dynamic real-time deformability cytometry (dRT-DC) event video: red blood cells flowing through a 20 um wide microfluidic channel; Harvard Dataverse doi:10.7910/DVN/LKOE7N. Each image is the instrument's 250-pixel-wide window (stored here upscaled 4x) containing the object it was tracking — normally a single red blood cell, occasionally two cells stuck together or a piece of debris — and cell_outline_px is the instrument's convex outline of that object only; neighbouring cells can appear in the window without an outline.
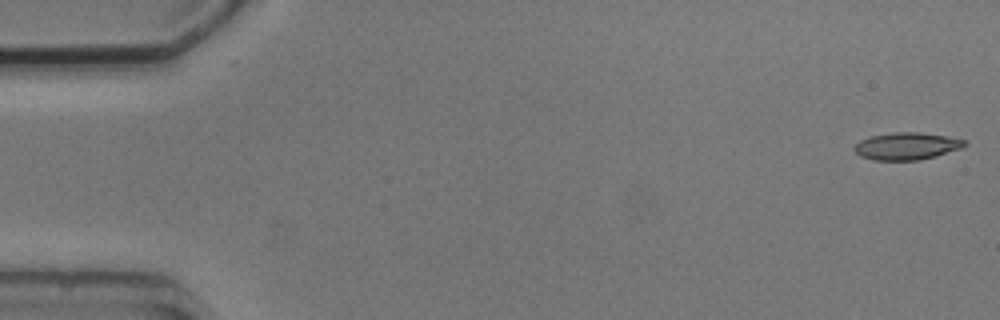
{"species": "common noctule bat (a hibernating species)", "species_latin": "Nyctalus noctula", "temperature_condition": "cold", "stored_images_in_passage": 4, "camera_frame_rate_fps": 3000, "um_per_image_px": 0.085, "animal": {"sex": "male", "body_mass_g": 20.5, "forearm_length_mm": 52.5}, "frame": {"image": 1, "passage_image": 1, "time_ms": 0.0, "image_size_px": [1000, 320], "cell_outline_px": [[968, 144], [964, 148], [936, 156], [920, 160], [872, 160], [860, 156], [852, 148], [860, 140], [872, 136], [892, 132], [920, 132], [948, 136], [968, 140]], "centroid_in_image_um": [77.13, 12.42], "position_along_channel_um": 7.9, "area_um2": 17.8}}
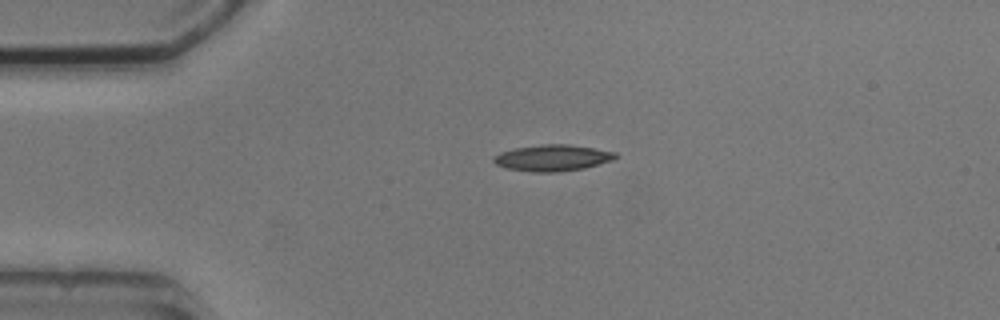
{"frame": {"image": 2, "passage_image": 4, "time_ms": 3.667, "image_size_px": [1000, 320], "cell_outline_px": [[620, 156], [612, 160], [584, 168], [556, 172], [532, 172], [508, 168], [496, 164], [492, 160], [492, 156], [500, 152], [516, 148], [540, 144], [568, 144], [616, 152]], "centroid_in_image_um": [46.95, 13.41], "position_along_channel_um": 38.0, "area_um2": 18.61}}